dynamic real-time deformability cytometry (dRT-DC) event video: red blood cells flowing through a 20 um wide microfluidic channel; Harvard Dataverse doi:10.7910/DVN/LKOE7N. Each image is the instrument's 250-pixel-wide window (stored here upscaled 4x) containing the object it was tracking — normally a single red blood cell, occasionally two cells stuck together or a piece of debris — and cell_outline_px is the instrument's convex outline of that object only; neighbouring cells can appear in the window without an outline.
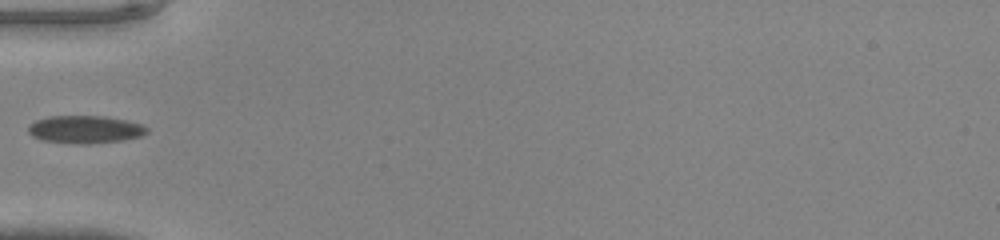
{"species": "common noctule bat (a hibernating species)", "species_latin": "Nyctalus noctula", "temperature_condition": "warm", "stored_images_in_passage": 32, "camera_frame_rate_fps": 3000, "um_per_image_px": 0.085, "animal": {"sex": "male", "body_mass_g": 20.0, "forearm_length_mm": 53.3}, "frame": {"image": 1, "passage_image": 1, "time_ms": 0.0, "image_size_px": [1000, 240], "cell_outline_px": [[148, 132], [140, 136], [120, 140], [88, 144], [80, 144], [40, 140], [32, 136], [28, 132], [28, 124], [36, 120], [48, 116], [104, 116], [124, 120], [140, 124], [148, 128]], "centroid_in_image_um": [7.17, 11.0], "position_along_channel_um": 77.8, "area_um2": 19.07}}
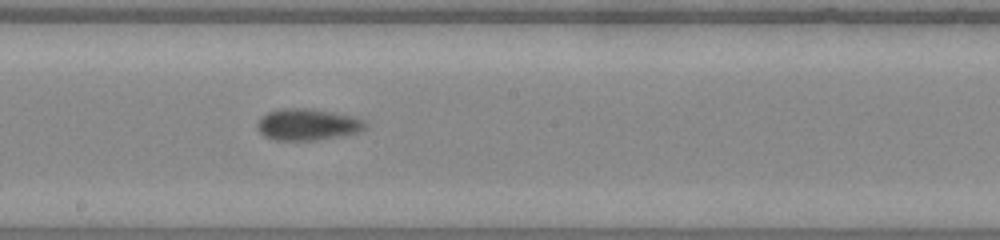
{"frame": {"image": 2, "passage_image": 11, "time_ms": 3.333, "image_size_px": [1000, 240], "cell_outline_px": [[368, 128], [360, 132], [340, 136], [316, 140], [276, 140], [264, 136], [256, 128], [256, 124], [268, 112], [280, 108], [312, 108], [336, 112], [352, 116], [364, 120], [368, 124]], "centroid_in_image_um": [26.19, 10.57], "position_along_channel_um": 222.0, "area_um2": 20.11}}
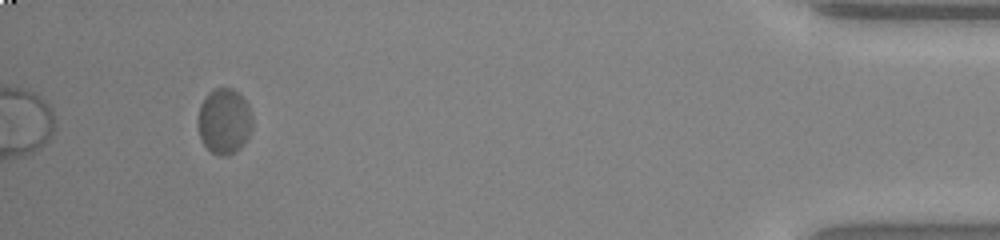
{"frame": {"image": 3, "passage_image": 29, "time_ms": 9.333, "image_size_px": [1000, 240], "cell_outline_px": [[252, 128], [244, 144], [240, 148], [228, 156], [216, 156], [200, 140], [196, 120], [200, 104], [204, 96], [212, 88], [232, 88], [248, 104], [252, 112]], "centroid_in_image_um": [19.03, 10.31], "position_along_channel_um": 416.2, "area_um2": 21.27}}